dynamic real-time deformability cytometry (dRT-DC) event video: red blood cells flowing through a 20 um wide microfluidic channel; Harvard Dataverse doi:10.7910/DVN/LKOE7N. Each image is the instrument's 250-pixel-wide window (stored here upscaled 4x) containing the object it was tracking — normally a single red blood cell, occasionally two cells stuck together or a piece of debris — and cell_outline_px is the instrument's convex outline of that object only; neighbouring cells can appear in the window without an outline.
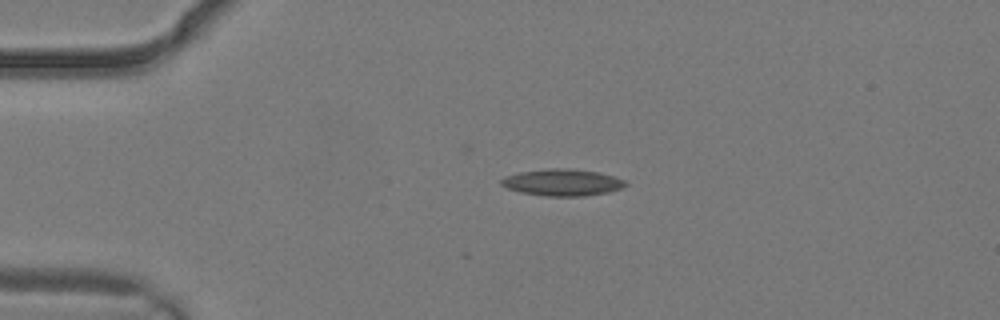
{"species": "common noctule bat (a hibernating species)", "species_latin": "Nyctalus noctula", "temperature_condition": "warm", "stored_images_in_passage": 3, "camera_frame_rate_fps": 3000, "um_per_image_px": 0.085, "animal": {"sex": "male", "body_mass_g": 19.2, "forearm_length_mm": 51.8}, "frame": {"image": 1, "passage_image": 3, "time_ms": 0.667, "image_size_px": [1000, 320], "cell_outline_px": [[628, 184], [620, 188], [608, 192], [584, 196], [544, 196], [520, 192], [508, 188], [500, 184], [500, 180], [504, 176], [520, 172], [548, 168], [568, 168], [600, 172], [624, 180]], "centroid_in_image_um": [47.78, 15.5], "position_along_channel_um": 37.2, "area_um2": 19.36}}